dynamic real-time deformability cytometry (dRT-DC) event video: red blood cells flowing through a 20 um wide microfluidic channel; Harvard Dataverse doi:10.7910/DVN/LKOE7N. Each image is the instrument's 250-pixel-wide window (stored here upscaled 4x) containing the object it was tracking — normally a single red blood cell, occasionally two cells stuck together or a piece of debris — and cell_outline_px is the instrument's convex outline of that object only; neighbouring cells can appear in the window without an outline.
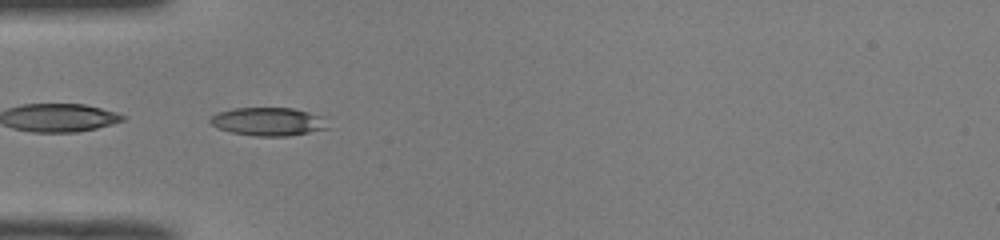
{"species": "common noctule bat (a hibernating species)", "species_latin": "Nyctalus noctula", "temperature_condition": "room temperature", "stored_images_in_passage": 50, "camera_frame_rate_fps": 3000, "um_per_image_px": 0.085, "animal": {"sex": "male", "body_mass_g": 19.0, "forearm_length_mm": 50.8}, "frame": {"image": 1, "passage_image": 16, "time_ms": 5.0, "image_size_px": [1000, 240], "cell_outline_px": [[328, 128], [288, 136], [256, 136], [232, 132], [220, 128], [212, 124], [208, 120], [216, 112], [232, 108], [292, 108], [324, 116]], "centroid_in_image_um": [22.79, 10.32], "position_along_channel_um": 62.2, "area_um2": 19.25}}
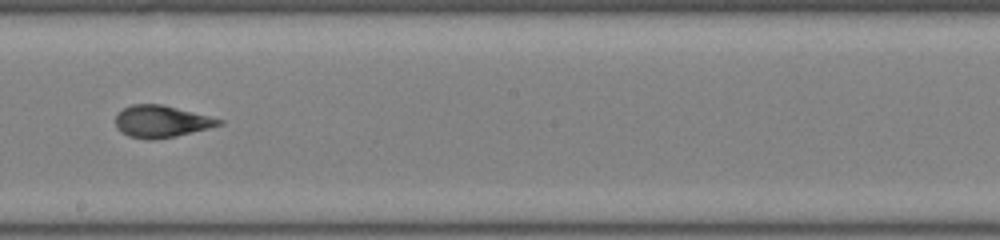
{"frame": {"image": 2, "passage_image": 29, "time_ms": 9.333, "image_size_px": [1000, 240], "cell_outline_px": [[224, 124], [176, 136], [152, 140], [148, 140], [128, 136], [120, 132], [116, 128], [116, 116], [124, 108], [132, 104], [160, 104], [224, 120]], "centroid_in_image_um": [13.69, 10.34], "position_along_channel_um": 234.5, "area_um2": 19.07}}
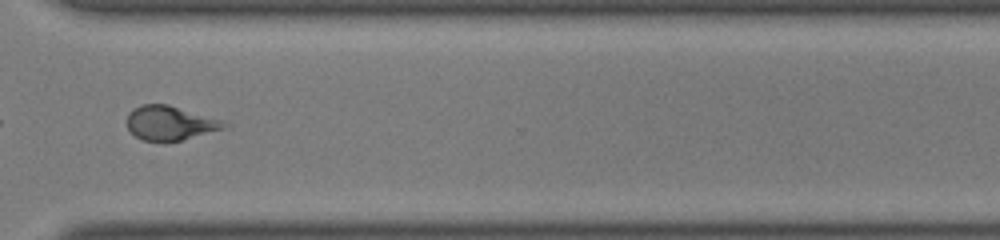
{"frame": {"image": 3, "passage_image": 38, "time_ms": 12.333, "image_size_px": [1000, 240], "cell_outline_px": [[232, 124], [228, 128], [180, 140], [144, 140], [136, 136], [128, 128], [128, 112], [132, 108], [140, 104], [168, 104], [220, 120]], "centroid_in_image_um": [14.47, 10.44], "position_along_channel_um": 356.1, "area_um2": 19.13}, "authors_computed_cell_mechanics": {"area_um2": 19.5075, "velocity_mm_per_s": 4.0312, "shape_relaxation_time_tau1_ms": 3.148, "shape_relaxation_time_tau2_ms": 1.3674, "deformation_change_tau1": 0.1568, "deformation_change_tau2": 0.0951}}